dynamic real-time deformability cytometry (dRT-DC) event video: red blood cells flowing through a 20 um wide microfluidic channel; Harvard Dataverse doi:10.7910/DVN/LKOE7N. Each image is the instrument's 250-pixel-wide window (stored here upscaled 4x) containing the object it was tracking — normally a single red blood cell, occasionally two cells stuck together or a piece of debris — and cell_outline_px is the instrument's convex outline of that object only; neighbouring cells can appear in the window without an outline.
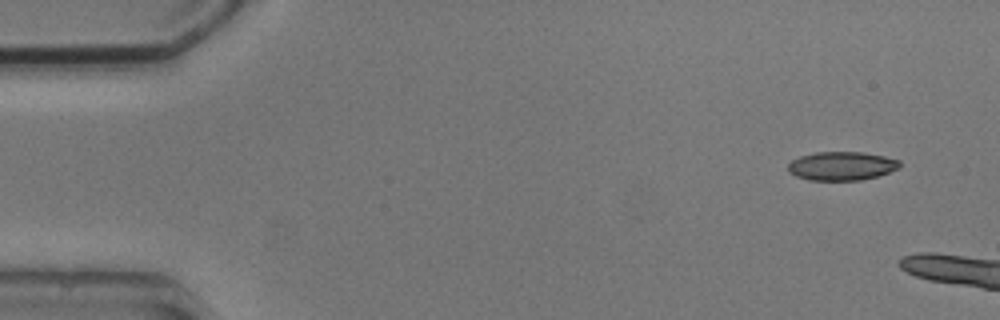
{"species": "common noctule bat (a hibernating species)", "species_latin": "Nyctalus noctula", "temperature_condition": "cold", "stored_images_in_passage": 5, "camera_frame_rate_fps": 3000, "um_per_image_px": 0.085, "animal": {"sex": "male", "body_mass_g": 20.5, "forearm_length_mm": 52.5}, "frame": {"image": 1, "passage_image": 1, "time_ms": 0.0, "image_size_px": [1000, 320], "cell_outline_px": [[900, 168], [876, 176], [860, 180], [808, 180], [796, 176], [788, 172], [788, 164], [792, 160], [800, 156], [816, 152], [864, 152], [884, 156], [900, 160]], "centroid_in_image_um": [71.53, 14.1], "position_along_channel_um": 13.5, "area_um2": 18.67}}
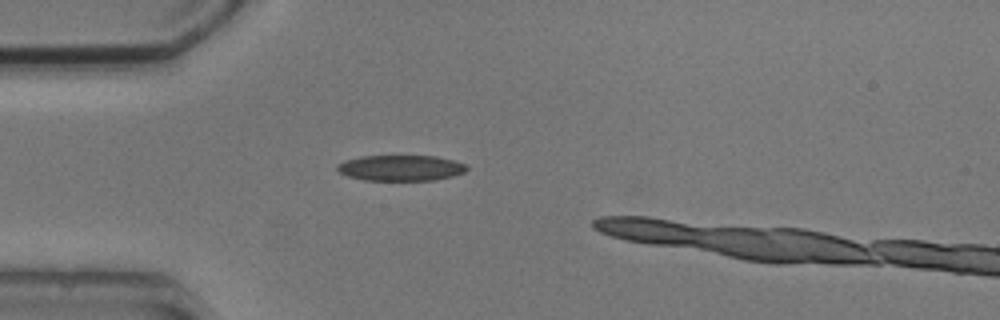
{"frame": {"image": 2, "passage_image": 4, "time_ms": 3.667, "image_size_px": [1000, 320], "cell_outline_px": [[468, 168], [464, 172], [452, 176], [436, 180], [364, 180], [348, 176], [340, 172], [336, 168], [336, 164], [360, 156], [436, 156], [452, 160], [464, 164]], "centroid_in_image_um": [34.05, 14.28], "position_along_channel_um": 50.9, "area_um2": 19.25}}